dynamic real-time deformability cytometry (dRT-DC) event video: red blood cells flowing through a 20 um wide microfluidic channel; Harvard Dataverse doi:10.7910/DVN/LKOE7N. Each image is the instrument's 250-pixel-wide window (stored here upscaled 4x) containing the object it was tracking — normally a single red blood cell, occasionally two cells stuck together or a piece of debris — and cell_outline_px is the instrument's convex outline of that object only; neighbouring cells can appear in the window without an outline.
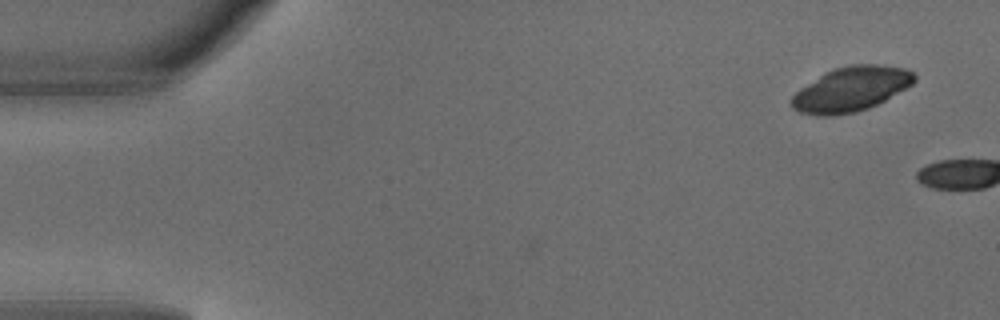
{"species": "common noctule bat (a hibernating species)", "species_latin": "Nyctalus noctula", "temperature_condition": "warm", "stored_images_in_passage": 2, "camera_frame_rate_fps": 3000, "um_per_image_px": 0.085, "animal": {"sex": "male", "body_mass_g": 18.8}, "frame": {"image": 1, "passage_image": 1, "time_ms": 0.0, "image_size_px": [1000, 320], "cell_outline_px": [[916, 80], [912, 84], [884, 100], [868, 108], [856, 112], [832, 116], [816, 116], [800, 112], [792, 108], [788, 100], [800, 88], [824, 72], [836, 68], [852, 64], [880, 64], [904, 68], [912, 72], [916, 76]], "centroid_in_image_um": [72.29, 7.58], "position_along_channel_um": 12.7, "area_um2": 31.96}}